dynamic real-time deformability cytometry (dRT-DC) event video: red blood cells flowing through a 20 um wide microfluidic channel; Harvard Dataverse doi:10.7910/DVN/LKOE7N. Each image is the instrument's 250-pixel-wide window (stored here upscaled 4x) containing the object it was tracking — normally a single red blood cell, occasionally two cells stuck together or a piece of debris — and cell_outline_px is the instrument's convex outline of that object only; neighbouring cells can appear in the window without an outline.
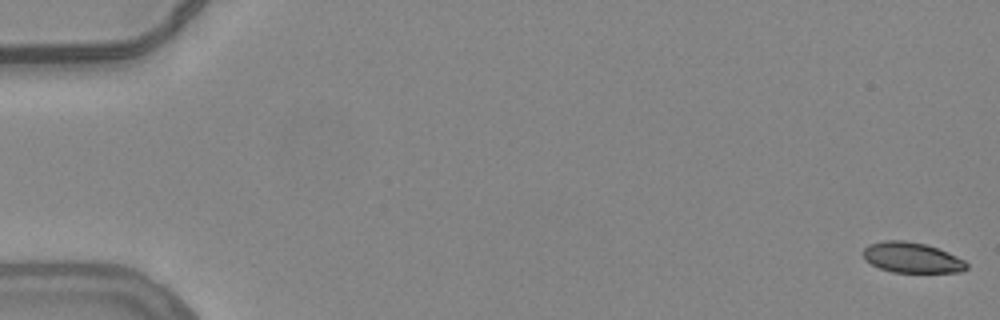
{"species": "common noctule bat (a hibernating species)", "species_latin": "Nyctalus noctula", "temperature_condition": "warm", "stored_images_in_passage": 32, "camera_frame_rate_fps": 3000, "um_per_image_px": 0.085, "animal": {"sex": "female", "body_mass_g": 24.6, "forearm_length_mm": 56.2}, "frame": {"image": 1, "passage_image": 1, "time_ms": 0.0, "image_size_px": [1000, 320], "cell_outline_px": [[968, 268], [960, 272], [892, 272], [880, 268], [872, 264], [864, 256], [864, 248], [868, 244], [884, 240], [904, 240], [924, 244], [948, 252], [964, 260], [968, 264]], "centroid_in_image_um": [77.52, 21.89], "position_along_channel_um": 7.5, "area_um2": 18.15}}
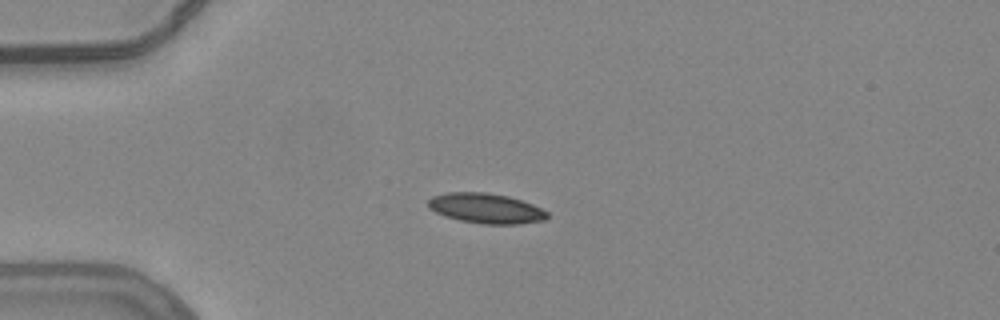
{"frame": {"image": 2, "passage_image": 15, "time_ms": 4.667, "image_size_px": [1000, 320], "cell_outline_px": [[548, 216], [544, 220], [516, 224], [484, 224], [460, 220], [444, 216], [428, 208], [428, 200], [432, 196], [448, 192], [484, 192], [508, 196], [532, 204], [548, 212]], "centroid_in_image_um": [41.28, 17.7], "position_along_channel_um": 43.7, "area_um2": 20.75}}
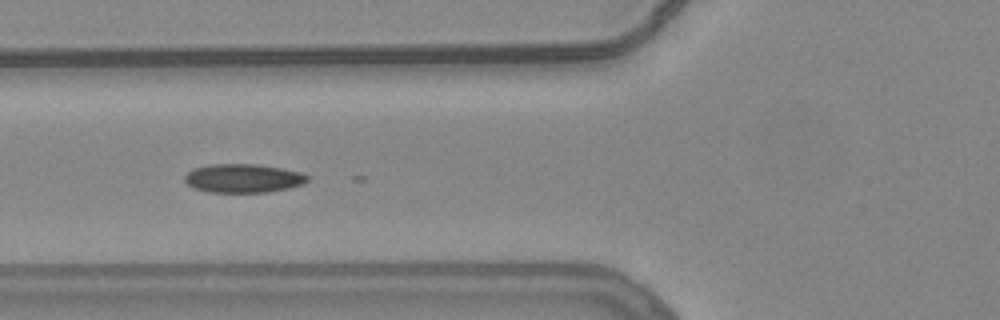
{"frame": {"image": 3, "passage_image": 22, "time_ms": 7.0, "image_size_px": [1000, 320], "cell_outline_px": [[308, 180], [304, 184], [288, 188], [268, 192], [208, 192], [192, 188], [184, 180], [184, 176], [192, 168], [212, 164], [256, 164], [280, 168], [300, 172], [308, 176]], "centroid_in_image_um": [20.64, 15.15], "position_along_channel_um": 105.2, "area_um2": 20.58}}